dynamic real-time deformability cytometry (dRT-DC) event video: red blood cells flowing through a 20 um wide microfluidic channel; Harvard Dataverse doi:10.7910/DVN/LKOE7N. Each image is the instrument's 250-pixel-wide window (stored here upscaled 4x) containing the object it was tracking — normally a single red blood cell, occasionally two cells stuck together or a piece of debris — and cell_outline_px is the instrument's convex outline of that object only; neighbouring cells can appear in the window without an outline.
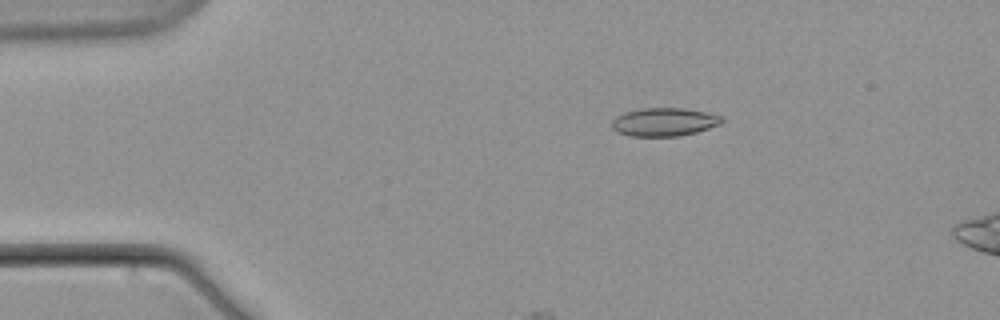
{"species": "common noctule bat (a hibernating species)", "species_latin": "Nyctalus noctula", "temperature_condition": "warm", "stored_images_in_passage": 7, "camera_frame_rate_fps": 3000, "um_per_image_px": 0.085, "animal": {"sex": "male", "body_mass_g": 21.5, "forearm_length_mm": 52.0}, "frame": {"image": 1, "passage_image": 1, "time_ms": 0.0, "image_size_px": [1000, 320], "cell_outline_px": [[724, 120], [720, 124], [696, 132], [680, 136], [628, 136], [616, 132], [612, 128], [612, 120], [616, 116], [624, 112], [640, 108], [684, 108], [704, 112], [720, 116]], "centroid_in_image_um": [56.4, 10.37], "position_along_channel_um": 28.6, "area_um2": 18.15}}